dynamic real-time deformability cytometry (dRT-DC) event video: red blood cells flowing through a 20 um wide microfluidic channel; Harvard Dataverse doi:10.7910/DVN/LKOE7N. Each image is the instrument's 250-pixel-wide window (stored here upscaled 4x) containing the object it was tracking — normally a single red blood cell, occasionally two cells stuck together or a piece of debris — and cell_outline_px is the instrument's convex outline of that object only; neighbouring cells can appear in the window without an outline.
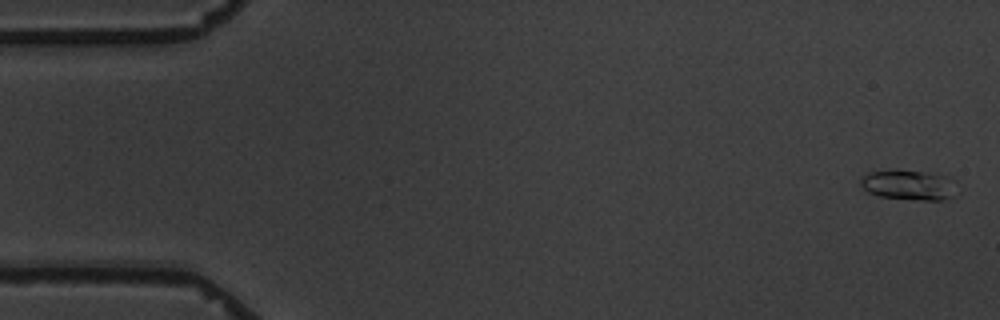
{"species": "common noctule bat (a hibernating species)", "species_latin": "Nyctalus noctula", "temperature_condition": "warm", "stored_images_in_passage": 6, "camera_frame_rate_fps": 3000, "um_per_image_px": 0.085, "animal": {"sex": "male", "body_mass_g": 19.5, "forearm_length_mm": 54.6}, "frame": {"image": 1, "passage_image": 1, "time_ms": 0.0, "image_size_px": [1000, 320], "cell_outline_px": [[960, 192], [952, 196], [940, 200], [916, 200], [880, 196], [868, 192], [860, 184], [860, 176], [868, 172], [924, 172], [944, 176], [956, 180]], "centroid_in_image_um": [77.32, 15.76], "position_along_channel_um": 7.7, "area_um2": 16.65}}
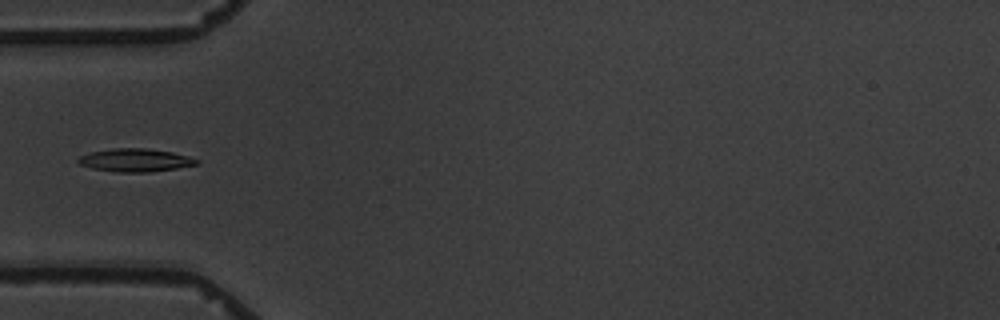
{"frame": {"image": 2, "passage_image": 6, "time_ms": 5.667, "image_size_px": [1000, 320], "cell_outline_px": [[200, 164], [176, 168], [148, 172], [116, 172], [92, 168], [80, 164], [76, 160], [80, 156], [92, 152], [112, 148], [144, 148], [172, 152], [188, 156], [200, 160]], "centroid_in_image_um": [11.52, 13.61], "position_along_channel_um": 73.5, "area_um2": 15.84}}